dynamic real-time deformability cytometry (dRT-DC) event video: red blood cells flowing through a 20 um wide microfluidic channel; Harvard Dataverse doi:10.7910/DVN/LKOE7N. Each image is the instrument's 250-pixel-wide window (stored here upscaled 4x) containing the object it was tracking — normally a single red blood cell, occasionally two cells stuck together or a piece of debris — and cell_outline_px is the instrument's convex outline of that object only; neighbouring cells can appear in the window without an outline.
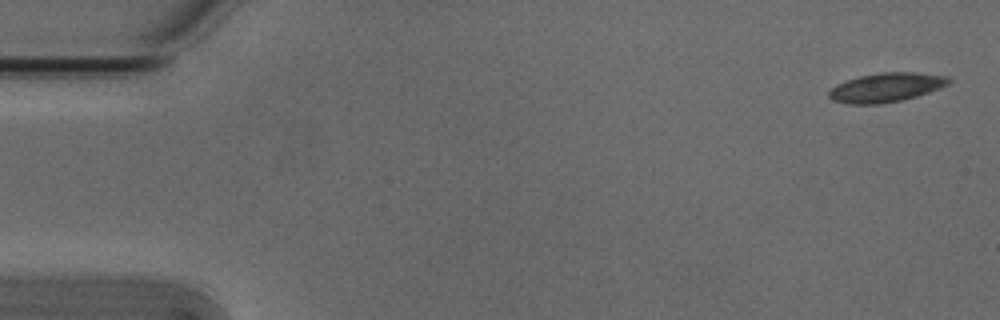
{"species": "Egyptian fruit bat (a non-hibernating species)", "species_latin": "Rousettus aegyptiacus", "temperature_condition": "cold", "stored_images_in_passage": 5, "camera_frame_rate_fps": 3000, "um_per_image_px": 0.085, "animal": {"sex": "male"}, "frame": {"image": 1, "passage_image": 1, "time_ms": 0.0, "image_size_px": [1000, 320], "cell_outline_px": [[952, 80], [948, 84], [940, 88], [916, 96], [900, 100], [876, 104], [848, 104], [832, 100], [828, 96], [828, 92], [836, 84], [860, 76], [880, 72], [912, 72], [948, 76]], "centroid_in_image_um": [75.31, 7.43], "position_along_channel_um": 9.7, "area_um2": 20.17}}
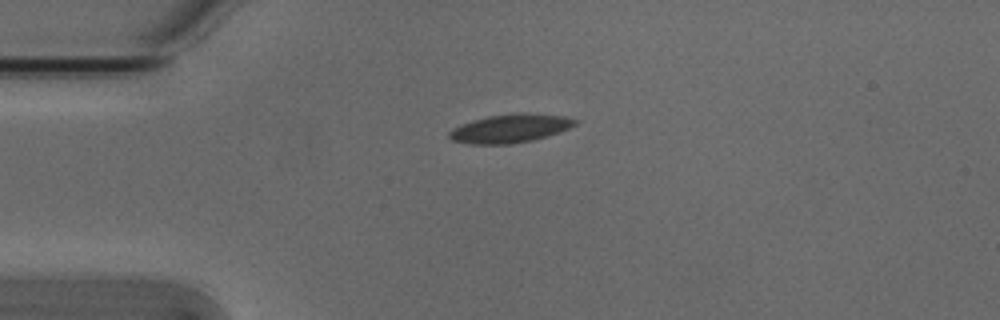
{"frame": {"image": 2, "passage_image": 4, "time_ms": 1.0, "image_size_px": [1000, 320], "cell_outline_px": [[580, 120], [576, 124], [560, 132], [532, 140], [512, 144], [468, 144], [452, 140], [448, 136], [448, 132], [452, 128], [472, 120], [488, 116], [520, 112], [524, 112], [564, 116]], "centroid_in_image_um": [43.36, 10.91], "position_along_channel_um": 41.6, "area_um2": 21.04}}